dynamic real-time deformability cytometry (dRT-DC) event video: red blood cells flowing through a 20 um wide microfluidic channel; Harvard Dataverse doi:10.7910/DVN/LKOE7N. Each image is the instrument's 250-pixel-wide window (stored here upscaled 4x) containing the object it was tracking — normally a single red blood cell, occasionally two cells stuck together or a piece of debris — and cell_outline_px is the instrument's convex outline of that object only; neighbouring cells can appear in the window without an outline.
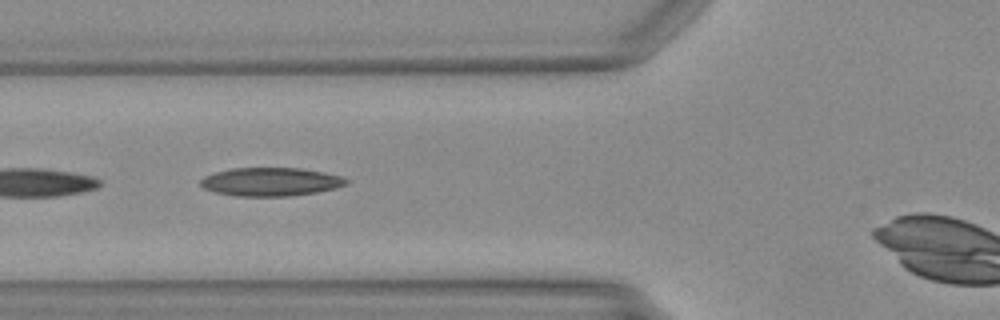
{"species": "Egyptian fruit bat (a non-hibernating species)", "species_latin": "Rousettus aegyptiacus", "temperature_condition": "warm", "stored_images_in_passage": 9, "camera_frame_rate_fps": 3000, "um_per_image_px": 0.085, "animal": {"sex": "female"}, "frame": {"image": 1, "passage_image": 7, "time_ms": 2.0, "image_size_px": [1000, 320], "cell_outline_px": [[348, 184], [336, 188], [316, 192], [288, 196], [236, 196], [216, 192], [204, 188], [200, 184], [200, 180], [204, 176], [216, 172], [232, 168], [300, 168], [324, 172], [340, 176], [348, 180]], "centroid_in_image_um": [23.01, 15.45], "position_along_channel_um": 102.8, "area_um2": 24.04}}